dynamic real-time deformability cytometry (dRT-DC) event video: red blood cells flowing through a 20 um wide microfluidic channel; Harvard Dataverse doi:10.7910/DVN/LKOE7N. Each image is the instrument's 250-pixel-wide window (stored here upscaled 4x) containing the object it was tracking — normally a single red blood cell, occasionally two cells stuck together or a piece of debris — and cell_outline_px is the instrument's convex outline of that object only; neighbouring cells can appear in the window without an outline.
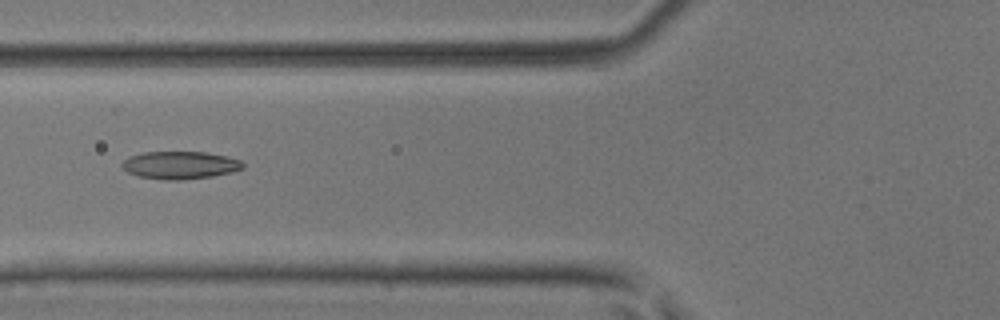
{"species": "common noctule bat (a hibernating species)", "species_latin": "Nyctalus noctula", "temperature_condition": "room temperature", "stored_images_in_passage": 6, "camera_frame_rate_fps": 3000, "um_per_image_px": 0.085, "animal": {"sex": "male", "body_mass_g": 17.9, "forearm_length_mm": 54.2}, "frame": {"image": 1, "passage_image": 6, "time_ms": 1.667, "image_size_px": [1000, 320], "cell_outline_px": [[244, 168], [232, 172], [212, 176], [180, 180], [164, 180], [136, 176], [128, 172], [120, 164], [128, 156], [144, 152], [204, 152], [228, 156], [240, 160], [244, 164]], "centroid_in_image_um": [15.3, 14.03], "position_along_channel_um": 110.5, "area_um2": 19.59}}